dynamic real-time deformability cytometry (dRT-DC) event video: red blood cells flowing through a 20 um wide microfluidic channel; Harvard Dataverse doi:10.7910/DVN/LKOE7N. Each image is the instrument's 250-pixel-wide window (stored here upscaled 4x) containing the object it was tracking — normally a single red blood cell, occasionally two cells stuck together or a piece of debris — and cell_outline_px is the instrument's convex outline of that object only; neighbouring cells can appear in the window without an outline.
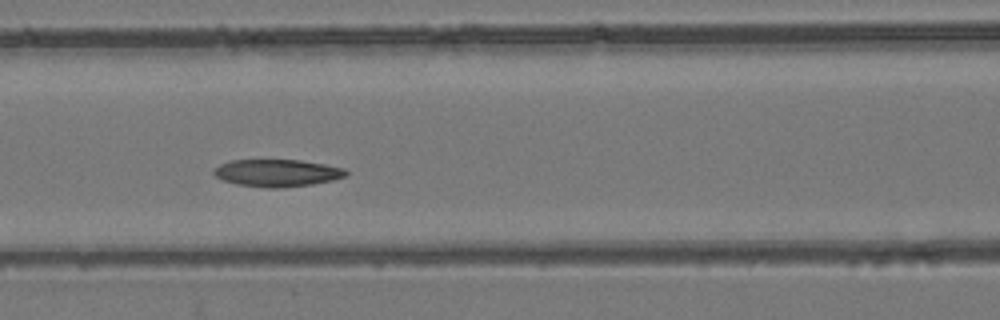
{"species": "common noctule bat (a hibernating species)", "species_latin": "Nyctalus noctula", "temperature_condition": "room temperature", "stored_images_in_passage": 14, "camera_frame_rate_fps": 3000, "um_per_image_px": 0.085, "animal": {"sex": "female", "body_mass_g": 24.6, "forearm_length_mm": 56.2}, "frame": {"image": 1, "passage_image": 5, "time_ms": 4.333, "image_size_px": [1000, 320], "cell_outline_px": [[348, 172], [344, 176], [332, 180], [312, 184], [280, 188], [268, 188], [236, 184], [224, 180], [216, 176], [212, 172], [220, 164], [228, 160], [300, 160], [324, 164], [344, 168]], "centroid_in_image_um": [23.54, 14.7], "position_along_channel_um": 143.1, "area_um2": 20.87}}
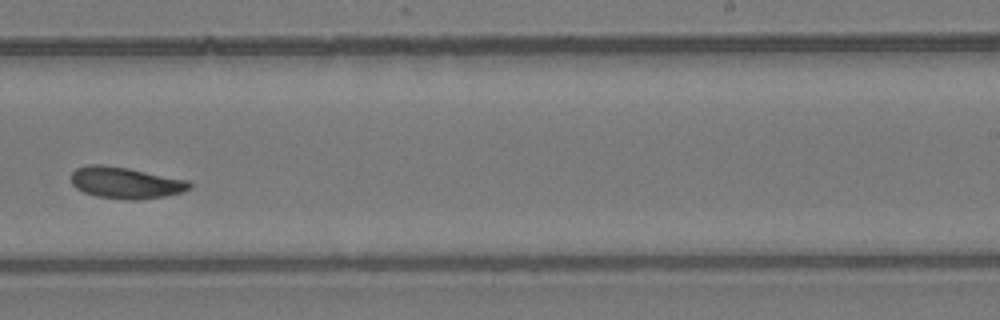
{"frame": {"image": 2, "passage_image": 8, "time_ms": 8.0, "image_size_px": [1000, 320], "cell_outline_px": [[192, 188], [180, 192], [164, 196], [136, 200], [128, 200], [96, 196], [84, 192], [76, 188], [72, 184], [72, 172], [76, 168], [88, 164], [104, 164], [128, 168], [188, 180], [192, 184]], "centroid_in_image_um": [10.66, 15.52], "position_along_channel_um": 278.3, "area_um2": 21.73}}
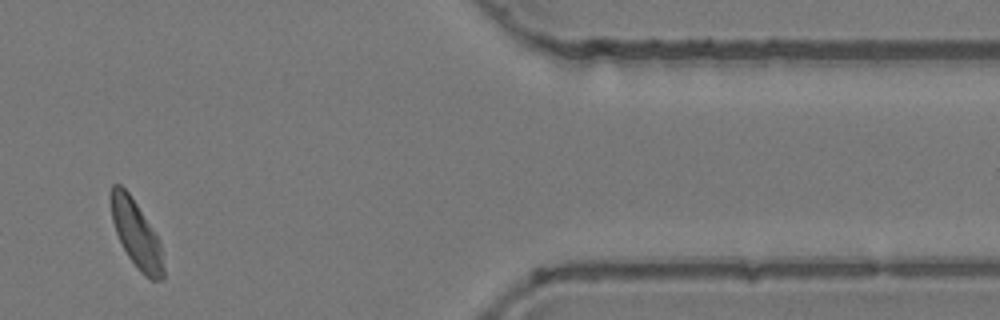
{"frame": {"image": 3, "passage_image": 11, "time_ms": 12.333, "image_size_px": [1000, 320], "cell_outline_px": [[164, 280], [152, 280], [144, 276], [136, 268], [128, 256], [116, 232], [112, 220], [108, 196], [112, 184], [120, 184], [128, 192], [160, 240], [164, 268]], "centroid_in_image_um": [11.57, 19.9], "position_along_channel_um": 399.8, "area_um2": 20.63}, "authors_computed_cell_mechanics": {"area_um2": 21.2704, "velocity_mm_per_s": 3.6951, "shape_relaxation_time_tau1_ms": 5.2633, "shape_relaxation_time_tau2_ms": null, "deformation_change_tau1": 0.11, "deformation_change_tau2": null}}